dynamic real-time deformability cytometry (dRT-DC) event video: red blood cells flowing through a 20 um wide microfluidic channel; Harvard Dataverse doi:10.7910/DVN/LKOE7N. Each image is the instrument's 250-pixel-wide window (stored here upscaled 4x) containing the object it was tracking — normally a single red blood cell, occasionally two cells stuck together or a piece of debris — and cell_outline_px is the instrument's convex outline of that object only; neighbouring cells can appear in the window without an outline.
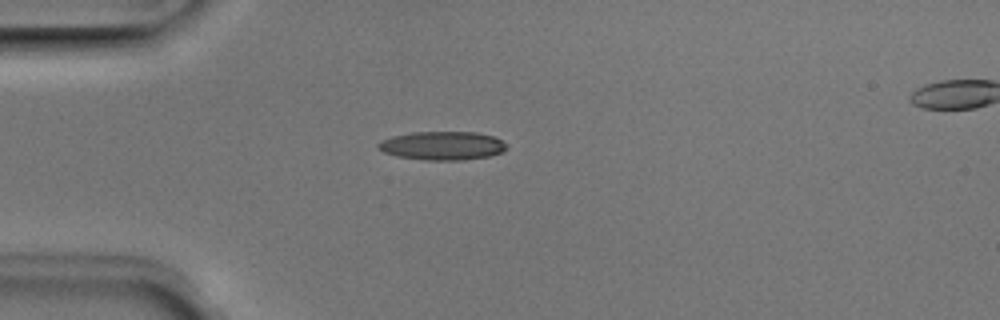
{"species": "Egyptian fruit bat (a non-hibernating species)", "species_latin": "Rousettus aegyptiacus", "temperature_condition": "room temperature", "stored_images_in_passage": 38, "camera_frame_rate_fps": 3000, "um_per_image_px": 0.085, "animal": {"sex": "male"}, "frame": {"image": 1, "passage_image": 1, "time_ms": 0.0, "image_size_px": [1000, 320], "cell_outline_px": [[508, 148], [504, 152], [488, 156], [464, 160], [424, 160], [396, 156], [384, 152], [376, 148], [376, 144], [380, 140], [392, 136], [412, 132], [476, 132], [492, 136], [508, 144]], "centroid_in_image_um": [37.58, 12.38], "position_along_channel_um": 47.4, "area_um2": 21.62}}
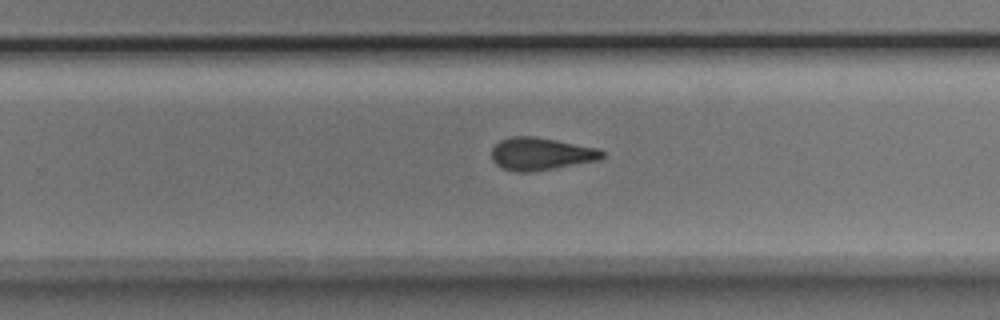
{"frame": {"image": 2, "passage_image": 20, "time_ms": 6.333, "image_size_px": [1000, 320], "cell_outline_px": [[604, 156], [600, 160], [532, 172], [516, 172], [500, 168], [492, 160], [492, 148], [500, 140], [512, 136], [532, 136], [556, 140], [596, 148], [604, 152]], "centroid_in_image_um": [45.94, 13.09], "position_along_channel_um": 283.9, "area_um2": 20.98}}
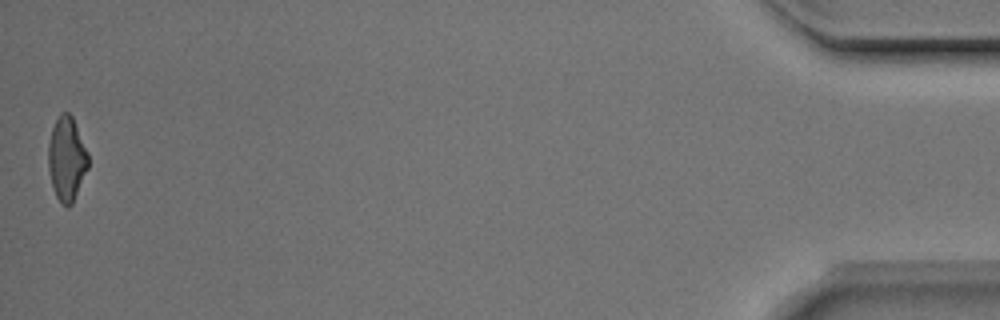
{"frame": {"image": 3, "passage_image": 38, "time_ms": 12.333, "image_size_px": [1000, 320], "cell_outline_px": [[88, 168], [72, 204], [68, 208], [60, 204], [52, 188], [48, 168], [48, 144], [52, 128], [60, 112], [68, 112], [72, 116], [88, 152]], "centroid_in_image_um": [5.66, 13.52], "position_along_channel_um": 429.5, "area_um2": 19.71}, "authors_computed_cell_mechanics": {"area_um2": 20.8658, "velocity_mm_per_s": 3.9887, "shape_relaxation_time_tau1_ms": 3.8313, "shape_relaxation_time_tau2_ms": 2.8091, "deformation_change_tau1": 0.1639, "deformation_change_tau2": 0.1237}}